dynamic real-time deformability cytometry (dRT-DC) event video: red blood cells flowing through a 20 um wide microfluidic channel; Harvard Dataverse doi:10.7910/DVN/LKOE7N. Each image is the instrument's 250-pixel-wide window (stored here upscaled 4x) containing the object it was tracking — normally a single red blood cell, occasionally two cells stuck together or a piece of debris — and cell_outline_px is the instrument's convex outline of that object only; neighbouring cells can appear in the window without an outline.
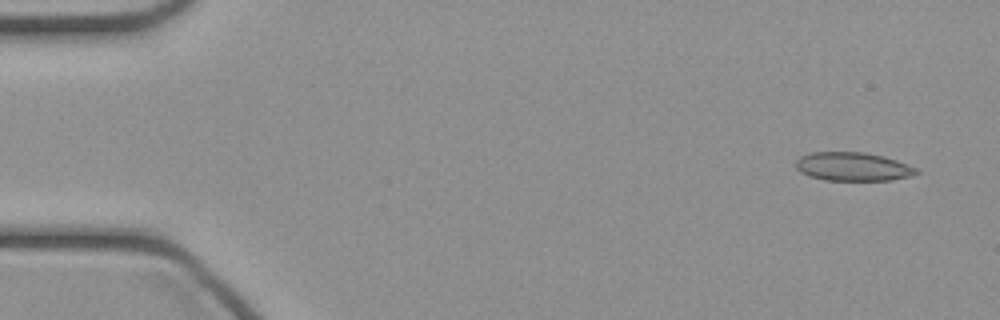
{"species": "common noctule bat (a hibernating species)", "species_latin": "Nyctalus noctula", "temperature_condition": "cold", "stored_images_in_passage": 45, "camera_frame_rate_fps": 3000, "um_per_image_px": 0.085, "animal": {"sex": "female", "body_mass_g": 21.9}, "frame": {"image": 1, "passage_image": 1, "time_ms": 0.0, "image_size_px": [1000, 320], "cell_outline_px": [[920, 172], [912, 176], [892, 180], [824, 180], [808, 176], [800, 172], [796, 168], [796, 160], [800, 156], [812, 152], [864, 152], [884, 156], [908, 164], [916, 168]], "centroid_in_image_um": [72.49, 14.16], "position_along_channel_um": 12.5, "area_um2": 20.23}}
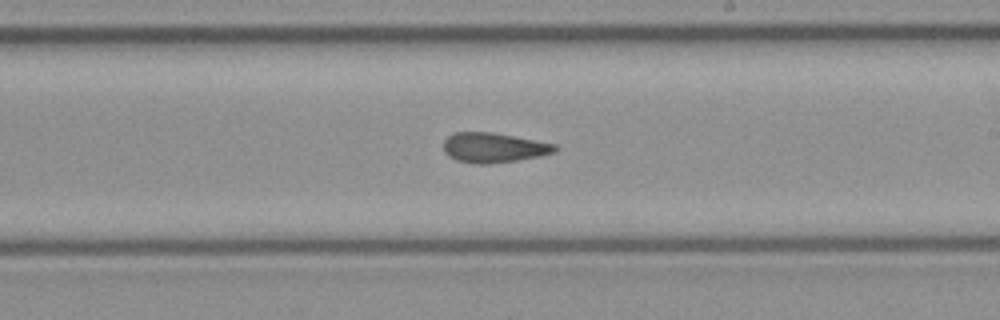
{"frame": {"image": 2, "passage_image": 25, "time_ms": 8.0, "image_size_px": [1000, 320], "cell_outline_px": [[560, 148], [556, 152], [540, 156], [516, 160], [488, 164], [476, 164], [456, 160], [448, 156], [444, 152], [444, 140], [452, 132], [492, 132], [556, 144]], "centroid_in_image_um": [41.96, 12.55], "position_along_channel_um": 247.0, "area_um2": 19.48}}
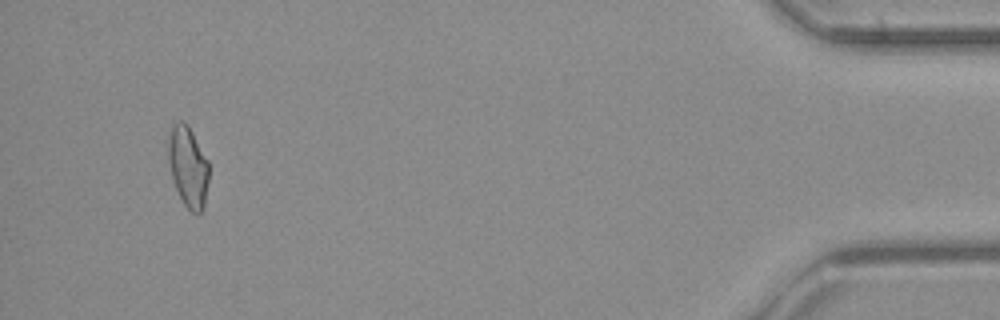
{"frame": {"image": 3, "passage_image": 42, "time_ms": 13.667, "image_size_px": [1000, 320], "cell_outline_px": [[208, 180], [204, 204], [200, 212], [192, 212], [184, 204], [172, 180], [168, 164], [168, 140], [172, 124], [180, 120], [188, 124], [208, 160]], "centroid_in_image_um": [15.96, 14.12], "position_along_channel_um": 419.2, "area_um2": 19.02}}